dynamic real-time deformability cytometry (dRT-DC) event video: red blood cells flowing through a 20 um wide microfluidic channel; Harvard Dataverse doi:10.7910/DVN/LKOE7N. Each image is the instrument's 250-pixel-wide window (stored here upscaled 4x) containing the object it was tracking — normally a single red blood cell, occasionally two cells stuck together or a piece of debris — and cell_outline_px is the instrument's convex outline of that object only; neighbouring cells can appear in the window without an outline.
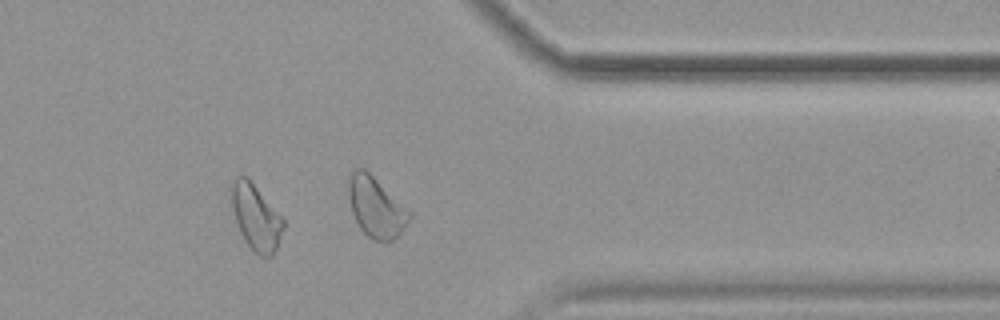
{"species": "common noctule bat (a hibernating species)", "species_latin": "Nyctalus noctula", "temperature_condition": "cold", "stored_images_in_passage": 41, "camera_frame_rate_fps": 3000, "um_per_image_px": 0.085, "animal": {"sex": "female", "body_mass_g": 19.9}, "frame": {"image": 1, "passage_image": 30, "time_ms": 9.667, "image_size_px": [1000, 320], "cell_outline_px": [[284, 228], [276, 248], [272, 256], [260, 256], [244, 240], [236, 224], [232, 208], [232, 184], [236, 176], [248, 176], [284, 220]], "centroid_in_image_um": [21.75, 18.45], "position_along_channel_um": 389.6, "area_um2": 19.59}, "authors_computed_cell_mechanics": {"area_um2": 18.9584, "velocity_mm_per_s": 3.5354, "shape_relaxation_time_tau1_ms": null, "shape_relaxation_time_tau2_ms": 9.3014, "deformation_change_tau1": null, "deformation_change_tau2": 0.1665}}